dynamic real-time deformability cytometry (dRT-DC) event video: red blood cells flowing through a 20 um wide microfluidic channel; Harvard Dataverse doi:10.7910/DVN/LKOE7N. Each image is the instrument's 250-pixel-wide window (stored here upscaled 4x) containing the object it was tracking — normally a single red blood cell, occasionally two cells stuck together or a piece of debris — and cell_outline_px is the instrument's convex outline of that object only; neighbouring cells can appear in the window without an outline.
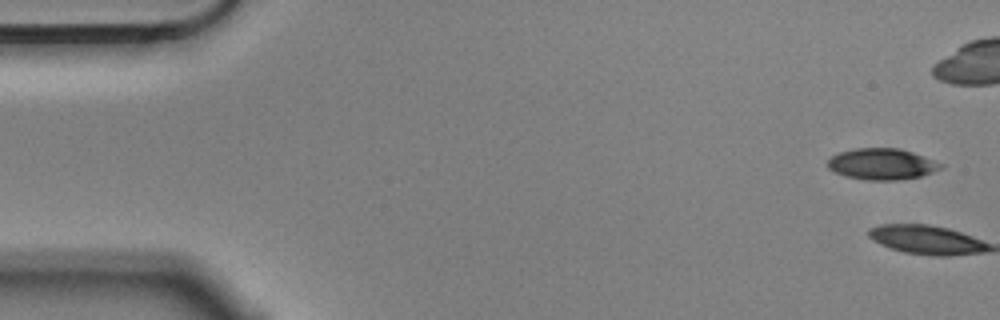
{"species": "Egyptian fruit bat (a non-hibernating species)", "species_latin": "Rousettus aegyptiacus", "temperature_condition": "cold", "stored_images_in_passage": 4, "camera_frame_rate_fps": 3000, "um_per_image_px": 0.085, "animal": {"sex": "male"}, "frame": {"image": 1, "passage_image": 1, "time_ms": 0.0, "image_size_px": [1000, 320], "cell_outline_px": [[944, 168], [920, 176], [896, 180], [868, 180], [844, 176], [828, 168], [828, 160], [832, 156], [840, 152], [856, 148], [900, 148], [912, 152], [944, 164]], "centroid_in_image_um": [74.97, 13.94], "position_along_channel_um": 10.0, "area_um2": 20.46}}